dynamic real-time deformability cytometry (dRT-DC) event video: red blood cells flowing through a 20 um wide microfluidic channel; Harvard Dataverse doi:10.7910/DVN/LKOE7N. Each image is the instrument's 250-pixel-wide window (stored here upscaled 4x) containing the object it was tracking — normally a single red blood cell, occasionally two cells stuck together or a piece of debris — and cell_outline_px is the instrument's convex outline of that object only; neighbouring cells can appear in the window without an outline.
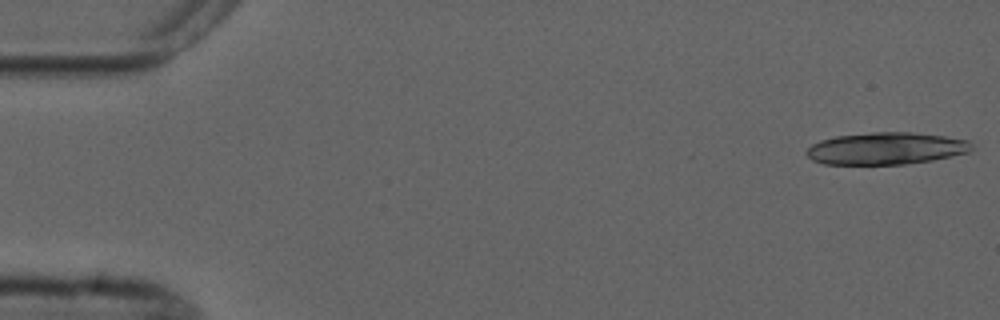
{"species": "common noctule bat (a hibernating species)", "species_latin": "Nyctalus noctula", "temperature_condition": "cold", "stored_images_in_passage": 5, "camera_frame_rate_fps": 3000, "um_per_image_px": 0.085, "animal": {"sex": "male", "forearm_length_mm": 52.5}, "frame": {"image": 1, "passage_image": 1, "time_ms": 0.0, "image_size_px": [1000, 320], "cell_outline_px": [[972, 148], [968, 152], [952, 156], [932, 160], [904, 164], [824, 164], [812, 160], [804, 152], [812, 144], [820, 140], [836, 136], [872, 132], [912, 132], [944, 136], [968, 140], [972, 144]], "centroid_in_image_um": [75.3, 12.61], "position_along_channel_um": 9.7, "area_um2": 30.87}}